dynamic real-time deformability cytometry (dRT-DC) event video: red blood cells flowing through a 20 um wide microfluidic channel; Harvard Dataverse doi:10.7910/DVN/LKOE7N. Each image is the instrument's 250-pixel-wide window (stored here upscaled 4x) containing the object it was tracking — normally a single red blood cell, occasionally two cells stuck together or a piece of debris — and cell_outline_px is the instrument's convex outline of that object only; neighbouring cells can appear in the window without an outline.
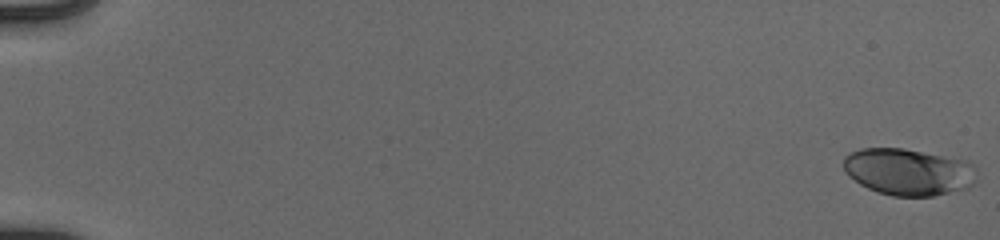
{"species": "human", "species_latin": "Homo sapiens", "temperature_condition": "cold", "stored_images_in_passage": 55, "camera_frame_rate_fps": 3000, "um_per_image_px": 0.085, "donor": {"sex": "male"}, "frame": {"image": 1, "passage_image": 1, "time_ms": 0.0, "image_size_px": [1000, 240], "cell_outline_px": [[976, 172], [972, 184], [968, 188], [932, 196], [892, 196], [876, 192], [860, 184], [848, 176], [844, 168], [844, 156], [860, 148], [904, 148], [968, 160], [976, 168]], "centroid_in_image_um": [77.21, 14.6], "position_along_channel_um": 7.8, "area_um2": 36.53}}
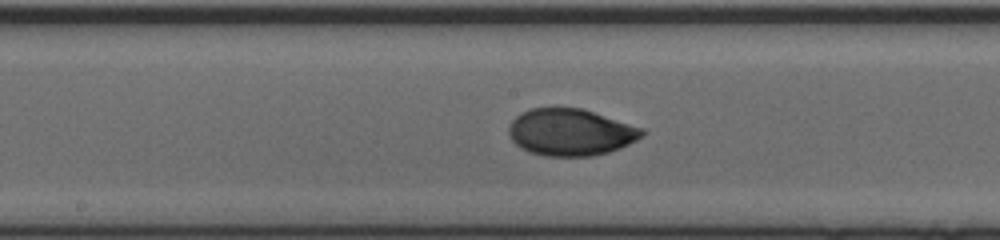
{"frame": {"image": 2, "passage_image": 31, "time_ms": 10.0, "image_size_px": [1000, 240], "cell_outline_px": [[644, 136], [620, 148], [608, 152], [592, 156], [544, 156], [528, 152], [520, 148], [512, 140], [508, 132], [508, 128], [512, 120], [520, 112], [528, 108], [580, 108], [644, 128]], "centroid_in_image_um": [48.47, 11.24], "position_along_channel_um": 199.7, "area_um2": 36.47}}
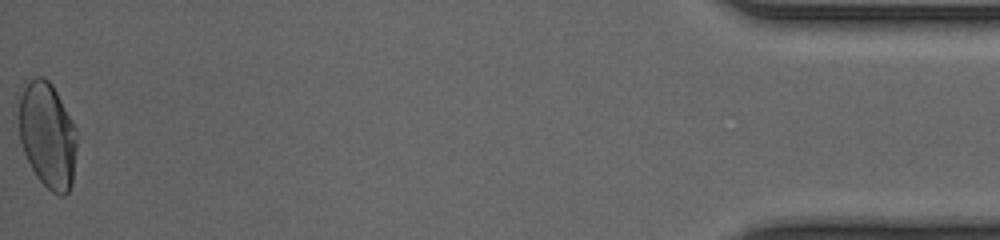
{"frame": {"image": 3, "passage_image": 55, "time_ms": 18.0, "image_size_px": [1000, 240], "cell_outline_px": [[76, 148], [72, 184], [68, 192], [64, 196], [60, 196], [52, 192], [36, 176], [24, 152], [20, 140], [20, 96], [24, 88], [36, 76], [44, 76], [52, 84], [72, 120], [76, 128]], "centroid_in_image_um": [4.06, 11.51], "position_along_channel_um": 431.1, "area_um2": 35.32}, "authors_computed_cell_mechanics": {"area_um2": 35.0846, "velocity_mm_per_s": 3.9587, "shape_relaxation_time_tau1_ms": 4.8037, "shape_relaxation_time_tau2_ms": null, "deformation_change_tau1": 0.192, "deformation_change_tau2": null}}